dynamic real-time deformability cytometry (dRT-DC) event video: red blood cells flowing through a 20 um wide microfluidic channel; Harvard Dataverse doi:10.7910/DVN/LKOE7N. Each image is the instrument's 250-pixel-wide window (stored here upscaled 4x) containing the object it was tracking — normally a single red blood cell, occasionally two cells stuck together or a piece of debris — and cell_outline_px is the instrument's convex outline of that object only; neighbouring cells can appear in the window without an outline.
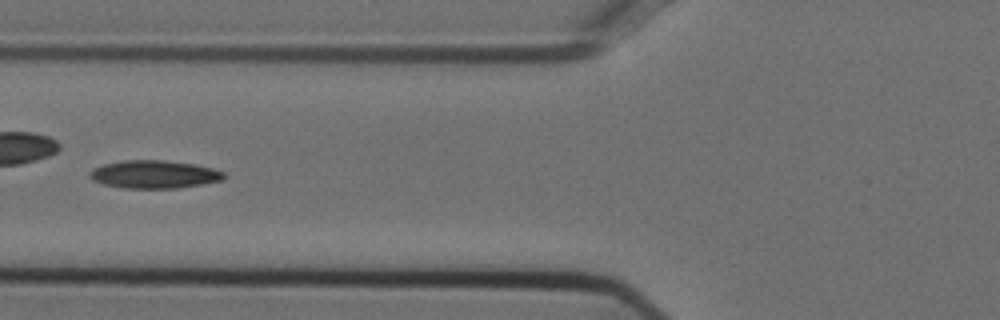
{"species": "Egyptian fruit bat (a non-hibernating species)", "species_latin": "Rousettus aegyptiacus", "temperature_condition": "cold", "stored_images_in_passage": 38, "camera_frame_rate_fps": 3000, "um_per_image_px": 0.085, "animal": {"sex": "female"}, "frame": {"image": 1, "passage_image": 6, "time_ms": 1.667, "image_size_px": [1000, 320], "cell_outline_px": [[224, 180], [204, 184], [176, 188], [124, 188], [104, 184], [92, 180], [88, 176], [88, 172], [92, 168], [104, 164], [124, 160], [164, 160], [196, 164], [212, 168], [224, 172]], "centroid_in_image_um": [13.09, 14.82], "position_along_channel_um": 112.7, "area_um2": 22.02}, "authors_computed_cell_mechanics": {"area_um2": 21.1548, "velocity_mm_per_s": 3.7435, "shape_relaxation_time_tau1_ms": 8.2058, "shape_relaxation_time_tau2_ms": 6.7673, "deformation_change_tau1": 0.206, "deformation_change_tau2": 0.1501}}